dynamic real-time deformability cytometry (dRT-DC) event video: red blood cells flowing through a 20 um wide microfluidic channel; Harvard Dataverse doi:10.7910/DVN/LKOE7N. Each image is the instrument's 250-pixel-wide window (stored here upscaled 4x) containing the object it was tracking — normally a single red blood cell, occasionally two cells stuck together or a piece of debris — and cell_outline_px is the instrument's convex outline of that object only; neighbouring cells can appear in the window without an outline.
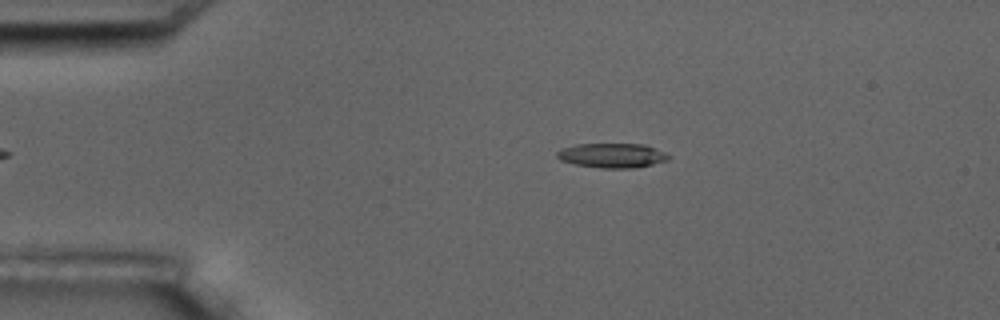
{"species": "common noctule bat (a hibernating species)", "species_latin": "Nyctalus noctula", "temperature_condition": "room temperature", "stored_images_in_passage": 16, "camera_frame_rate_fps": 3000, "um_per_image_px": 0.085, "animal": {"sex": "male", "body_mass_g": 17.5, "forearm_length_mm": 52.3}, "frame": {"image": 1, "passage_image": 3, "time_ms": 2.333, "image_size_px": [1000, 320], "cell_outline_px": [[672, 156], [668, 160], [652, 164], [632, 168], [600, 168], [576, 164], [560, 160], [556, 156], [556, 152], [560, 148], [576, 144], [644, 144], [664, 152]], "centroid_in_image_um": [52.01, 13.21], "position_along_channel_um": 33.0, "area_um2": 15.95}}
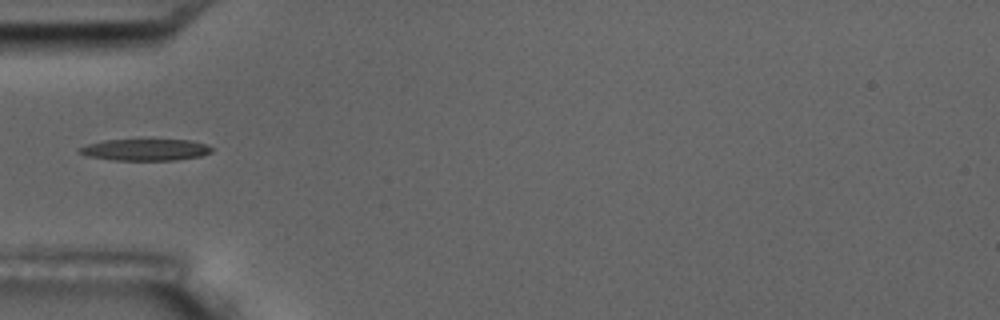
{"frame": {"image": 2, "passage_image": 5, "time_ms": 4.667, "image_size_px": [1000, 320], "cell_outline_px": [[212, 152], [200, 156], [176, 160], [112, 160], [88, 156], [76, 152], [80, 148], [88, 144], [104, 140], [188, 140], [204, 144], [212, 148]], "centroid_in_image_um": [12.33, 12.73], "position_along_channel_um": 72.7, "area_um2": 16.47}}
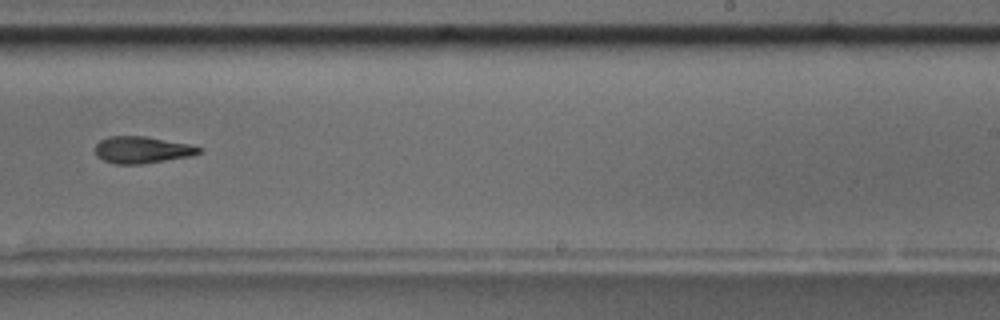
{"frame": {"image": 3, "passage_image": 10, "time_ms": 10.333, "image_size_px": [1000, 320], "cell_outline_px": [[200, 152], [192, 156], [140, 164], [112, 164], [96, 156], [96, 144], [100, 140], [108, 136], [144, 136], [188, 144], [200, 148]], "centroid_in_image_um": [12.03, 12.74], "position_along_channel_um": 277.0, "area_um2": 16.07}, "authors_computed_cell_mechanics": {"area_um2": 16.4441, "velocity_mm_per_s": 3.6143, "shape_relaxation_time_tau1_ms": 7.4522, "shape_relaxation_time_tau2_ms": null, "deformation_change_tau1": 0.2615, "deformation_change_tau2": null}}